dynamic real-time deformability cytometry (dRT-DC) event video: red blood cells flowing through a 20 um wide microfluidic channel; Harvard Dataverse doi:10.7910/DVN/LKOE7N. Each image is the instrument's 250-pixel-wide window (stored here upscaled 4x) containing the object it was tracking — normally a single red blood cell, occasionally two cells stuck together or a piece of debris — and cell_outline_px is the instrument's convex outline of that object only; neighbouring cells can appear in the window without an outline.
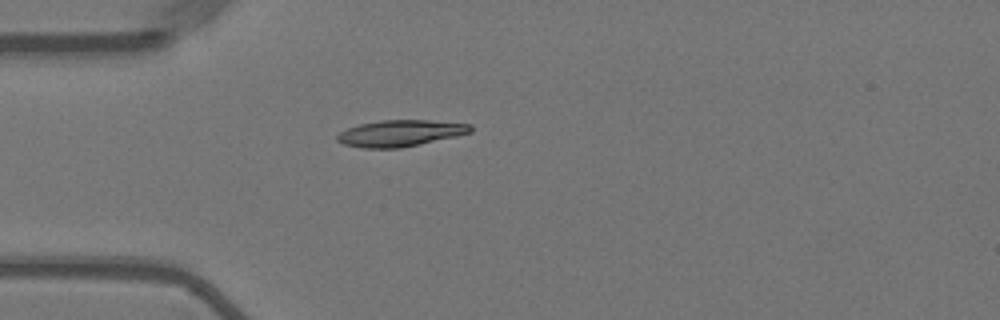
{"species": "Egyptian fruit bat (a non-hibernating species)", "species_latin": "Rousettus aegyptiacus", "temperature_condition": "warm", "stored_images_in_passage": 41, "camera_frame_rate_fps": 3000, "um_per_image_px": 0.085, "animal": {"sex": "female"}, "frame": {"image": 1, "passage_image": 1, "time_ms": 0.0, "image_size_px": [1000, 320], "cell_outline_px": [[472, 132], [456, 136], [400, 148], [364, 148], [344, 144], [336, 140], [336, 136], [340, 132], [348, 128], [360, 124], [380, 120], [428, 120], [472, 124]], "centroid_in_image_um": [34.02, 11.32], "position_along_channel_um": 51.0, "area_um2": 20.4}}
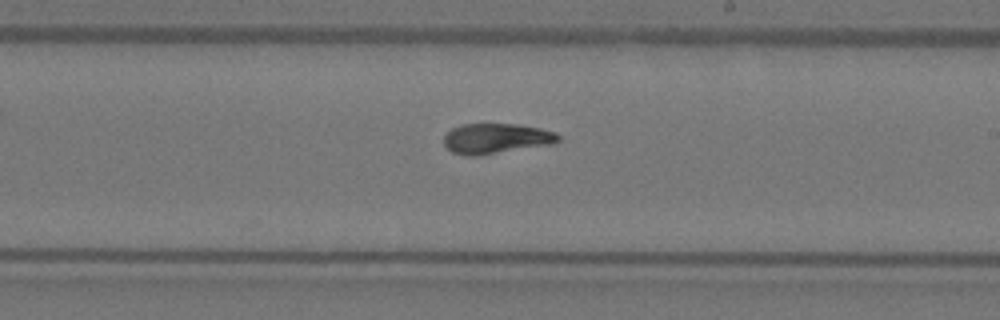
{"frame": {"image": 2, "passage_image": 18, "time_ms": 5.667, "image_size_px": [1000, 320], "cell_outline_px": [[560, 140], [556, 144], [476, 156], [468, 156], [452, 152], [444, 144], [444, 136], [452, 128], [460, 124], [516, 124], [540, 128], [556, 132], [560, 136]], "centroid_in_image_um": [42.21, 11.78], "position_along_channel_um": 246.8, "area_um2": 20.35}}
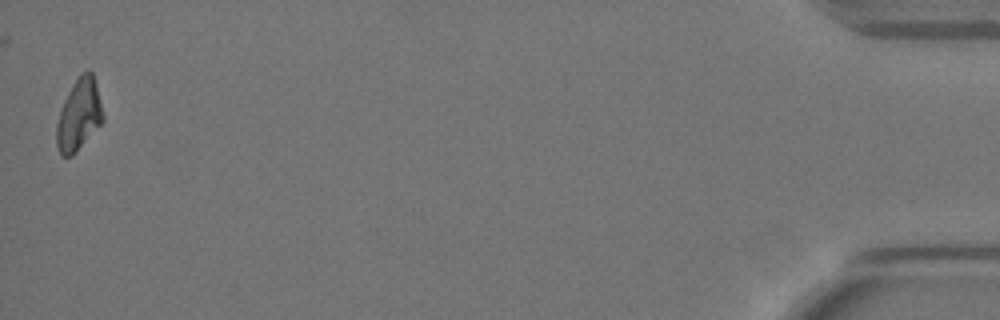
{"frame": {"image": 3, "passage_image": 41, "time_ms": 13.333, "image_size_px": [1000, 320], "cell_outline_px": [[104, 120], [76, 152], [72, 156], [60, 156], [56, 144], [56, 124], [60, 108], [72, 84], [80, 72], [88, 68], [92, 72], [104, 116]], "centroid_in_image_um": [6.68, 9.75], "position_along_channel_um": 428.5, "area_um2": 19.42}, "authors_computed_cell_mechanics": {"area_um2": 20.1144, "velocity_mm_per_s": 3.6162, "shape_relaxation_time_tau1_ms": 4.7382, "shape_relaxation_time_tau2_ms": 2.6612, "deformation_change_tau1": 0.1871, "deformation_change_tau2": 0.0612}}